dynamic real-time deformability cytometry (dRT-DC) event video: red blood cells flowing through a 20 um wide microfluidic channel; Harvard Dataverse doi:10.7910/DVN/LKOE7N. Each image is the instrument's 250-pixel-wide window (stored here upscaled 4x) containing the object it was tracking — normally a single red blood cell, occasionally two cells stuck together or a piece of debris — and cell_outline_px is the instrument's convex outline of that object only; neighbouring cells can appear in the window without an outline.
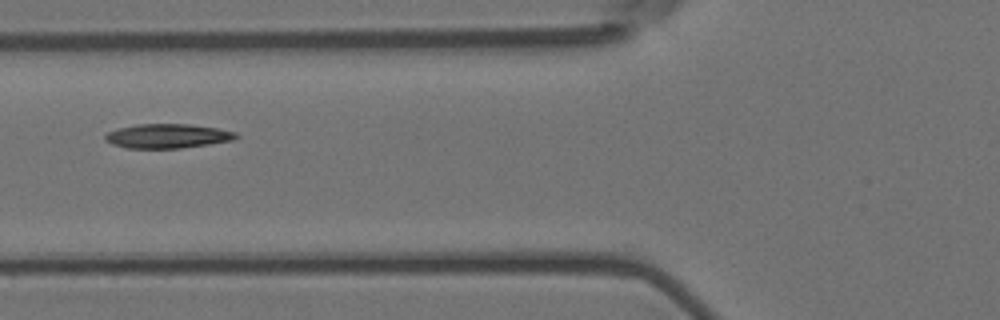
{"species": "Egyptian fruit bat (a non-hibernating species)", "species_latin": "Rousettus aegyptiacus", "temperature_condition": "room temperature", "stored_images_in_passage": 7, "camera_frame_rate_fps": 3000, "um_per_image_px": 0.085, "animal": {"sex": "female"}, "frame": {"image": 1, "passage_image": 5, "time_ms": 1.333, "image_size_px": [1000, 320], "cell_outline_px": [[240, 136], [232, 140], [208, 144], [180, 148], [128, 148], [112, 144], [104, 140], [104, 136], [108, 132], [120, 128], [136, 124], [188, 124], [216, 128], [236, 132]], "centroid_in_image_um": [14.23, 11.56], "position_along_channel_um": 111.6, "area_um2": 18.38}}
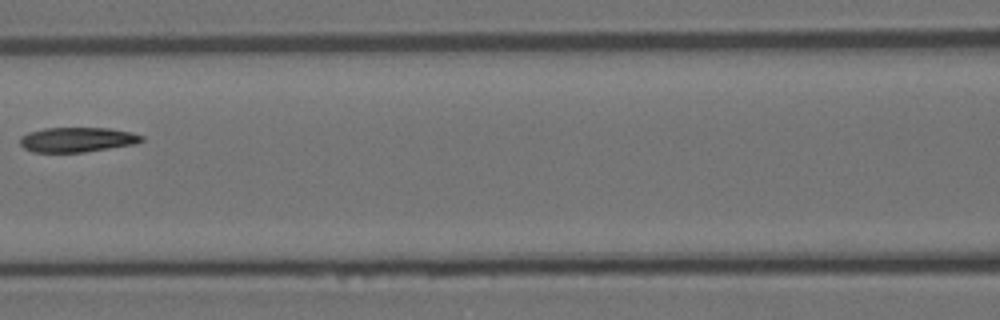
{"frame": {"image": 2, "passage_image": 6, "time_ms": 1.667, "image_size_px": [1000, 320], "cell_outline_px": [[144, 140], [136, 144], [84, 152], [32, 152], [24, 148], [20, 144], [20, 136], [28, 132], [44, 128], [108, 128], [132, 132], [144, 136]], "centroid_in_image_um": [6.56, 11.87], "position_along_channel_um": 160.0, "area_um2": 17.69}}
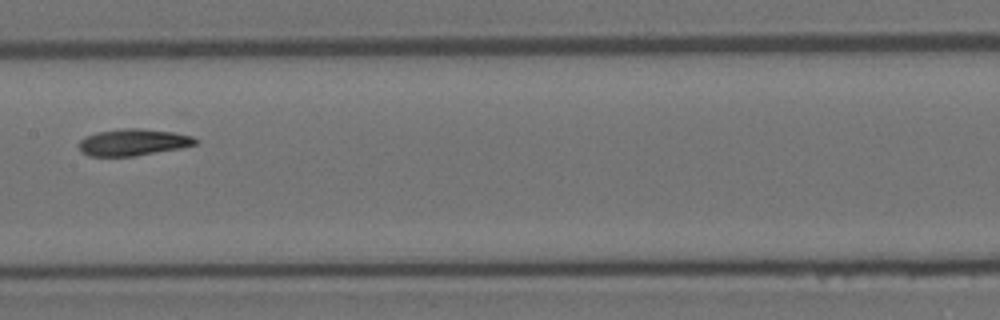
{"frame": {"image": 3, "passage_image": 7, "time_ms": 2.0, "image_size_px": [1000, 320], "cell_outline_px": [[200, 140], [196, 144], [180, 148], [132, 156], [88, 156], [80, 152], [80, 140], [84, 136], [96, 132], [124, 128], [140, 128], [172, 132], [192, 136]], "centroid_in_image_um": [11.29, 12.09], "position_along_channel_um": 196.1, "area_um2": 18.09}}